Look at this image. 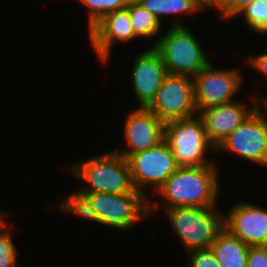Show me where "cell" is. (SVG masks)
<instances>
[{"instance_id": "1", "label": "cell", "mask_w": 267, "mask_h": 267, "mask_svg": "<svg viewBox=\"0 0 267 267\" xmlns=\"http://www.w3.org/2000/svg\"><path fill=\"white\" fill-rule=\"evenodd\" d=\"M216 165L179 167L157 190L165 198L164 210L172 207H216L219 177Z\"/></svg>"}, {"instance_id": "2", "label": "cell", "mask_w": 267, "mask_h": 267, "mask_svg": "<svg viewBox=\"0 0 267 267\" xmlns=\"http://www.w3.org/2000/svg\"><path fill=\"white\" fill-rule=\"evenodd\" d=\"M69 169L78 179L89 184L88 187L78 189L82 194H127L135 190L127 159L116 150L83 160Z\"/></svg>"}, {"instance_id": "3", "label": "cell", "mask_w": 267, "mask_h": 267, "mask_svg": "<svg viewBox=\"0 0 267 267\" xmlns=\"http://www.w3.org/2000/svg\"><path fill=\"white\" fill-rule=\"evenodd\" d=\"M175 21L152 47L160 53L168 74L194 78L210 61L190 29L178 16Z\"/></svg>"}, {"instance_id": "4", "label": "cell", "mask_w": 267, "mask_h": 267, "mask_svg": "<svg viewBox=\"0 0 267 267\" xmlns=\"http://www.w3.org/2000/svg\"><path fill=\"white\" fill-rule=\"evenodd\" d=\"M217 207H172L166 213L172 230L185 246L187 252L208 249L224 228V215Z\"/></svg>"}, {"instance_id": "5", "label": "cell", "mask_w": 267, "mask_h": 267, "mask_svg": "<svg viewBox=\"0 0 267 267\" xmlns=\"http://www.w3.org/2000/svg\"><path fill=\"white\" fill-rule=\"evenodd\" d=\"M84 195L94 208L99 224L121 230L130 229L149 213H155L160 204L148 203L147 196L136 189L127 194L86 192Z\"/></svg>"}, {"instance_id": "6", "label": "cell", "mask_w": 267, "mask_h": 267, "mask_svg": "<svg viewBox=\"0 0 267 267\" xmlns=\"http://www.w3.org/2000/svg\"><path fill=\"white\" fill-rule=\"evenodd\" d=\"M164 140L169 144L179 167L214 164L205 158L206 150H215V147L209 142L198 115L164 123Z\"/></svg>"}, {"instance_id": "7", "label": "cell", "mask_w": 267, "mask_h": 267, "mask_svg": "<svg viewBox=\"0 0 267 267\" xmlns=\"http://www.w3.org/2000/svg\"><path fill=\"white\" fill-rule=\"evenodd\" d=\"M127 162L135 189L145 195L142 188L149 185L157 191L179 168L165 140L153 148L130 155Z\"/></svg>"}, {"instance_id": "8", "label": "cell", "mask_w": 267, "mask_h": 267, "mask_svg": "<svg viewBox=\"0 0 267 267\" xmlns=\"http://www.w3.org/2000/svg\"><path fill=\"white\" fill-rule=\"evenodd\" d=\"M147 109L163 123L196 116L193 78L167 74Z\"/></svg>"}, {"instance_id": "9", "label": "cell", "mask_w": 267, "mask_h": 267, "mask_svg": "<svg viewBox=\"0 0 267 267\" xmlns=\"http://www.w3.org/2000/svg\"><path fill=\"white\" fill-rule=\"evenodd\" d=\"M260 108L259 106L215 149L228 150L247 161L267 166V115ZM265 112L267 113L266 108Z\"/></svg>"}, {"instance_id": "10", "label": "cell", "mask_w": 267, "mask_h": 267, "mask_svg": "<svg viewBox=\"0 0 267 267\" xmlns=\"http://www.w3.org/2000/svg\"><path fill=\"white\" fill-rule=\"evenodd\" d=\"M238 69L219 70L209 63L194 81V101L197 114L209 107L231 103L242 85Z\"/></svg>"}, {"instance_id": "11", "label": "cell", "mask_w": 267, "mask_h": 267, "mask_svg": "<svg viewBox=\"0 0 267 267\" xmlns=\"http://www.w3.org/2000/svg\"><path fill=\"white\" fill-rule=\"evenodd\" d=\"M124 137L129 149L115 150L126 159L137 152L148 150L164 141V123L147 108H136L128 113Z\"/></svg>"}, {"instance_id": "12", "label": "cell", "mask_w": 267, "mask_h": 267, "mask_svg": "<svg viewBox=\"0 0 267 267\" xmlns=\"http://www.w3.org/2000/svg\"><path fill=\"white\" fill-rule=\"evenodd\" d=\"M253 101L251 108L242 101H233L206 108L198 113L203 121L206 136L215 148L259 107V100L254 98Z\"/></svg>"}, {"instance_id": "13", "label": "cell", "mask_w": 267, "mask_h": 267, "mask_svg": "<svg viewBox=\"0 0 267 267\" xmlns=\"http://www.w3.org/2000/svg\"><path fill=\"white\" fill-rule=\"evenodd\" d=\"M167 74L162 57L154 47L136 57L130 78L139 108H147L151 104Z\"/></svg>"}, {"instance_id": "14", "label": "cell", "mask_w": 267, "mask_h": 267, "mask_svg": "<svg viewBox=\"0 0 267 267\" xmlns=\"http://www.w3.org/2000/svg\"><path fill=\"white\" fill-rule=\"evenodd\" d=\"M224 228L249 246H267V210L251 203L232 206Z\"/></svg>"}, {"instance_id": "15", "label": "cell", "mask_w": 267, "mask_h": 267, "mask_svg": "<svg viewBox=\"0 0 267 267\" xmlns=\"http://www.w3.org/2000/svg\"><path fill=\"white\" fill-rule=\"evenodd\" d=\"M88 32L91 46L103 63H107L115 42H129L137 38L127 8L105 15Z\"/></svg>"}, {"instance_id": "16", "label": "cell", "mask_w": 267, "mask_h": 267, "mask_svg": "<svg viewBox=\"0 0 267 267\" xmlns=\"http://www.w3.org/2000/svg\"><path fill=\"white\" fill-rule=\"evenodd\" d=\"M221 267H246L250 246L223 228L210 247Z\"/></svg>"}, {"instance_id": "17", "label": "cell", "mask_w": 267, "mask_h": 267, "mask_svg": "<svg viewBox=\"0 0 267 267\" xmlns=\"http://www.w3.org/2000/svg\"><path fill=\"white\" fill-rule=\"evenodd\" d=\"M129 11L131 25L137 38H154L162 29V23L146 8L135 0H129L126 7Z\"/></svg>"}, {"instance_id": "18", "label": "cell", "mask_w": 267, "mask_h": 267, "mask_svg": "<svg viewBox=\"0 0 267 267\" xmlns=\"http://www.w3.org/2000/svg\"><path fill=\"white\" fill-rule=\"evenodd\" d=\"M143 8H146L162 23V17L166 15L192 14L201 11L194 0H135ZM196 11V12H195Z\"/></svg>"}, {"instance_id": "19", "label": "cell", "mask_w": 267, "mask_h": 267, "mask_svg": "<svg viewBox=\"0 0 267 267\" xmlns=\"http://www.w3.org/2000/svg\"><path fill=\"white\" fill-rule=\"evenodd\" d=\"M244 14L245 23L256 33L267 35V0H255L243 7L236 16Z\"/></svg>"}, {"instance_id": "20", "label": "cell", "mask_w": 267, "mask_h": 267, "mask_svg": "<svg viewBox=\"0 0 267 267\" xmlns=\"http://www.w3.org/2000/svg\"><path fill=\"white\" fill-rule=\"evenodd\" d=\"M88 10V30L98 23L105 15L125 9L129 0H79Z\"/></svg>"}, {"instance_id": "21", "label": "cell", "mask_w": 267, "mask_h": 267, "mask_svg": "<svg viewBox=\"0 0 267 267\" xmlns=\"http://www.w3.org/2000/svg\"><path fill=\"white\" fill-rule=\"evenodd\" d=\"M61 210H65L66 213L73 214L74 216L85 218L98 223L94 208L92 207L89 199L78 190H75L72 194L67 196L63 200L62 204L57 205Z\"/></svg>"}, {"instance_id": "22", "label": "cell", "mask_w": 267, "mask_h": 267, "mask_svg": "<svg viewBox=\"0 0 267 267\" xmlns=\"http://www.w3.org/2000/svg\"><path fill=\"white\" fill-rule=\"evenodd\" d=\"M5 219L0 221V267H18V252Z\"/></svg>"}, {"instance_id": "23", "label": "cell", "mask_w": 267, "mask_h": 267, "mask_svg": "<svg viewBox=\"0 0 267 267\" xmlns=\"http://www.w3.org/2000/svg\"><path fill=\"white\" fill-rule=\"evenodd\" d=\"M188 267H221L211 248L188 251Z\"/></svg>"}, {"instance_id": "24", "label": "cell", "mask_w": 267, "mask_h": 267, "mask_svg": "<svg viewBox=\"0 0 267 267\" xmlns=\"http://www.w3.org/2000/svg\"><path fill=\"white\" fill-rule=\"evenodd\" d=\"M246 267H267V246H250Z\"/></svg>"}, {"instance_id": "25", "label": "cell", "mask_w": 267, "mask_h": 267, "mask_svg": "<svg viewBox=\"0 0 267 267\" xmlns=\"http://www.w3.org/2000/svg\"><path fill=\"white\" fill-rule=\"evenodd\" d=\"M236 2L237 0H217L215 8L221 11L223 18H236Z\"/></svg>"}, {"instance_id": "26", "label": "cell", "mask_w": 267, "mask_h": 267, "mask_svg": "<svg viewBox=\"0 0 267 267\" xmlns=\"http://www.w3.org/2000/svg\"><path fill=\"white\" fill-rule=\"evenodd\" d=\"M248 62L253 68L267 76V53L251 57Z\"/></svg>"}, {"instance_id": "27", "label": "cell", "mask_w": 267, "mask_h": 267, "mask_svg": "<svg viewBox=\"0 0 267 267\" xmlns=\"http://www.w3.org/2000/svg\"><path fill=\"white\" fill-rule=\"evenodd\" d=\"M216 1L217 0H194L195 4L200 8V10H203L205 7L213 8L216 6Z\"/></svg>"}, {"instance_id": "28", "label": "cell", "mask_w": 267, "mask_h": 267, "mask_svg": "<svg viewBox=\"0 0 267 267\" xmlns=\"http://www.w3.org/2000/svg\"><path fill=\"white\" fill-rule=\"evenodd\" d=\"M255 0H237L236 2V15L246 5L251 4Z\"/></svg>"}, {"instance_id": "29", "label": "cell", "mask_w": 267, "mask_h": 267, "mask_svg": "<svg viewBox=\"0 0 267 267\" xmlns=\"http://www.w3.org/2000/svg\"><path fill=\"white\" fill-rule=\"evenodd\" d=\"M260 101H262V105L264 106V108H266L267 109V97H264L262 100H260Z\"/></svg>"}, {"instance_id": "30", "label": "cell", "mask_w": 267, "mask_h": 267, "mask_svg": "<svg viewBox=\"0 0 267 267\" xmlns=\"http://www.w3.org/2000/svg\"><path fill=\"white\" fill-rule=\"evenodd\" d=\"M6 212L2 213L1 209H0V221L3 220L7 214H5Z\"/></svg>"}]
</instances>
